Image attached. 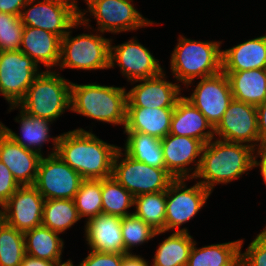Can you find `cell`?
Listing matches in <instances>:
<instances>
[{
	"label": "cell",
	"instance_id": "ba28073f",
	"mask_svg": "<svg viewBox=\"0 0 266 266\" xmlns=\"http://www.w3.org/2000/svg\"><path fill=\"white\" fill-rule=\"evenodd\" d=\"M79 11L77 0H28L19 17L24 26L41 28L62 39L80 19Z\"/></svg>",
	"mask_w": 266,
	"mask_h": 266
},
{
	"label": "cell",
	"instance_id": "74e56055",
	"mask_svg": "<svg viewBox=\"0 0 266 266\" xmlns=\"http://www.w3.org/2000/svg\"><path fill=\"white\" fill-rule=\"evenodd\" d=\"M240 266H266V233L261 231L240 253Z\"/></svg>",
	"mask_w": 266,
	"mask_h": 266
},
{
	"label": "cell",
	"instance_id": "2e32d148",
	"mask_svg": "<svg viewBox=\"0 0 266 266\" xmlns=\"http://www.w3.org/2000/svg\"><path fill=\"white\" fill-rule=\"evenodd\" d=\"M161 145L165 169L174 179H194L200 166L204 144L196 138L169 133L161 139ZM197 157L198 159H196ZM192 163H194V167L192 166L191 168L190 164ZM191 170L194 171L192 172ZM190 172L192 173L190 174Z\"/></svg>",
	"mask_w": 266,
	"mask_h": 266
},
{
	"label": "cell",
	"instance_id": "44dd1931",
	"mask_svg": "<svg viewBox=\"0 0 266 266\" xmlns=\"http://www.w3.org/2000/svg\"><path fill=\"white\" fill-rule=\"evenodd\" d=\"M169 133L196 138L204 145L215 137L212 125L184 95L174 107Z\"/></svg>",
	"mask_w": 266,
	"mask_h": 266
},
{
	"label": "cell",
	"instance_id": "ab89813d",
	"mask_svg": "<svg viewBox=\"0 0 266 266\" xmlns=\"http://www.w3.org/2000/svg\"><path fill=\"white\" fill-rule=\"evenodd\" d=\"M20 186L11 171L0 161V202L5 204Z\"/></svg>",
	"mask_w": 266,
	"mask_h": 266
},
{
	"label": "cell",
	"instance_id": "8d00e7d4",
	"mask_svg": "<svg viewBox=\"0 0 266 266\" xmlns=\"http://www.w3.org/2000/svg\"><path fill=\"white\" fill-rule=\"evenodd\" d=\"M23 27L19 16L0 12V51L20 49Z\"/></svg>",
	"mask_w": 266,
	"mask_h": 266
},
{
	"label": "cell",
	"instance_id": "5bb4252c",
	"mask_svg": "<svg viewBox=\"0 0 266 266\" xmlns=\"http://www.w3.org/2000/svg\"><path fill=\"white\" fill-rule=\"evenodd\" d=\"M134 38L117 46L112 45V39L110 40L109 68L119 66L122 75L131 83L158 76L163 72L159 60Z\"/></svg>",
	"mask_w": 266,
	"mask_h": 266
},
{
	"label": "cell",
	"instance_id": "484cf974",
	"mask_svg": "<svg viewBox=\"0 0 266 266\" xmlns=\"http://www.w3.org/2000/svg\"><path fill=\"white\" fill-rule=\"evenodd\" d=\"M230 82L233 99L254 106L266 100V70L222 71Z\"/></svg>",
	"mask_w": 266,
	"mask_h": 266
},
{
	"label": "cell",
	"instance_id": "d6a6232c",
	"mask_svg": "<svg viewBox=\"0 0 266 266\" xmlns=\"http://www.w3.org/2000/svg\"><path fill=\"white\" fill-rule=\"evenodd\" d=\"M134 207V196L114 178L102 179V213L115 216H128L129 208Z\"/></svg>",
	"mask_w": 266,
	"mask_h": 266
},
{
	"label": "cell",
	"instance_id": "7bdbcfd3",
	"mask_svg": "<svg viewBox=\"0 0 266 266\" xmlns=\"http://www.w3.org/2000/svg\"><path fill=\"white\" fill-rule=\"evenodd\" d=\"M258 156L260 158L259 161H257ZM252 166H253V168L259 166L261 175L264 179V183L266 184V146H260L256 149H254L253 165Z\"/></svg>",
	"mask_w": 266,
	"mask_h": 266
},
{
	"label": "cell",
	"instance_id": "f35d334b",
	"mask_svg": "<svg viewBox=\"0 0 266 266\" xmlns=\"http://www.w3.org/2000/svg\"><path fill=\"white\" fill-rule=\"evenodd\" d=\"M124 254L101 253L91 250L80 266H121Z\"/></svg>",
	"mask_w": 266,
	"mask_h": 266
},
{
	"label": "cell",
	"instance_id": "b9f144b4",
	"mask_svg": "<svg viewBox=\"0 0 266 266\" xmlns=\"http://www.w3.org/2000/svg\"><path fill=\"white\" fill-rule=\"evenodd\" d=\"M28 0H0V12L20 16Z\"/></svg>",
	"mask_w": 266,
	"mask_h": 266
},
{
	"label": "cell",
	"instance_id": "4fadbf2b",
	"mask_svg": "<svg viewBox=\"0 0 266 266\" xmlns=\"http://www.w3.org/2000/svg\"><path fill=\"white\" fill-rule=\"evenodd\" d=\"M214 136L254 149L260 147L256 106L233 99L214 128Z\"/></svg>",
	"mask_w": 266,
	"mask_h": 266
},
{
	"label": "cell",
	"instance_id": "3957f363",
	"mask_svg": "<svg viewBox=\"0 0 266 266\" xmlns=\"http://www.w3.org/2000/svg\"><path fill=\"white\" fill-rule=\"evenodd\" d=\"M71 112L90 119L125 126L127 91L124 87L71 82Z\"/></svg>",
	"mask_w": 266,
	"mask_h": 266
},
{
	"label": "cell",
	"instance_id": "e0dca14e",
	"mask_svg": "<svg viewBox=\"0 0 266 266\" xmlns=\"http://www.w3.org/2000/svg\"><path fill=\"white\" fill-rule=\"evenodd\" d=\"M44 202L33 185L20 186L4 204L5 222L23 233L41 226Z\"/></svg>",
	"mask_w": 266,
	"mask_h": 266
},
{
	"label": "cell",
	"instance_id": "6da1fadb",
	"mask_svg": "<svg viewBox=\"0 0 266 266\" xmlns=\"http://www.w3.org/2000/svg\"><path fill=\"white\" fill-rule=\"evenodd\" d=\"M120 147L104 142L82 128L62 133L56 154L84 179L112 177L113 160Z\"/></svg>",
	"mask_w": 266,
	"mask_h": 266
},
{
	"label": "cell",
	"instance_id": "4316f807",
	"mask_svg": "<svg viewBox=\"0 0 266 266\" xmlns=\"http://www.w3.org/2000/svg\"><path fill=\"white\" fill-rule=\"evenodd\" d=\"M244 240L211 244L202 248L194 242L187 266H240V253Z\"/></svg>",
	"mask_w": 266,
	"mask_h": 266
},
{
	"label": "cell",
	"instance_id": "ffe728a7",
	"mask_svg": "<svg viewBox=\"0 0 266 266\" xmlns=\"http://www.w3.org/2000/svg\"><path fill=\"white\" fill-rule=\"evenodd\" d=\"M122 217L100 213L86 221L85 240L90 250L125 254L121 229Z\"/></svg>",
	"mask_w": 266,
	"mask_h": 266
},
{
	"label": "cell",
	"instance_id": "f6af8a7d",
	"mask_svg": "<svg viewBox=\"0 0 266 266\" xmlns=\"http://www.w3.org/2000/svg\"><path fill=\"white\" fill-rule=\"evenodd\" d=\"M54 261L43 260L39 258H34L29 255H25L20 266H56Z\"/></svg>",
	"mask_w": 266,
	"mask_h": 266
},
{
	"label": "cell",
	"instance_id": "9a60e30c",
	"mask_svg": "<svg viewBox=\"0 0 266 266\" xmlns=\"http://www.w3.org/2000/svg\"><path fill=\"white\" fill-rule=\"evenodd\" d=\"M215 128L222 120L223 114L233 100L231 86L227 75L220 72L216 75L201 78L190 96H185Z\"/></svg>",
	"mask_w": 266,
	"mask_h": 266
},
{
	"label": "cell",
	"instance_id": "5b68a950",
	"mask_svg": "<svg viewBox=\"0 0 266 266\" xmlns=\"http://www.w3.org/2000/svg\"><path fill=\"white\" fill-rule=\"evenodd\" d=\"M71 82L59 72L46 70L35 78L18 105L10 106L9 112L20 108L28 115L45 118L51 122L65 110H71Z\"/></svg>",
	"mask_w": 266,
	"mask_h": 266
},
{
	"label": "cell",
	"instance_id": "4dcf8cb0",
	"mask_svg": "<svg viewBox=\"0 0 266 266\" xmlns=\"http://www.w3.org/2000/svg\"><path fill=\"white\" fill-rule=\"evenodd\" d=\"M80 219L73 199L45 200L42 226L62 234Z\"/></svg>",
	"mask_w": 266,
	"mask_h": 266
},
{
	"label": "cell",
	"instance_id": "ee69618b",
	"mask_svg": "<svg viewBox=\"0 0 266 266\" xmlns=\"http://www.w3.org/2000/svg\"><path fill=\"white\" fill-rule=\"evenodd\" d=\"M121 266H149L148 261L140 255L127 253L124 254Z\"/></svg>",
	"mask_w": 266,
	"mask_h": 266
},
{
	"label": "cell",
	"instance_id": "836d02e7",
	"mask_svg": "<svg viewBox=\"0 0 266 266\" xmlns=\"http://www.w3.org/2000/svg\"><path fill=\"white\" fill-rule=\"evenodd\" d=\"M73 200L81 219L102 213V179H84Z\"/></svg>",
	"mask_w": 266,
	"mask_h": 266
},
{
	"label": "cell",
	"instance_id": "60d3db41",
	"mask_svg": "<svg viewBox=\"0 0 266 266\" xmlns=\"http://www.w3.org/2000/svg\"><path fill=\"white\" fill-rule=\"evenodd\" d=\"M256 110L261 146H266V100L262 104L256 106Z\"/></svg>",
	"mask_w": 266,
	"mask_h": 266
},
{
	"label": "cell",
	"instance_id": "d6986e66",
	"mask_svg": "<svg viewBox=\"0 0 266 266\" xmlns=\"http://www.w3.org/2000/svg\"><path fill=\"white\" fill-rule=\"evenodd\" d=\"M42 155L12 140L0 128V161L21 185H34Z\"/></svg>",
	"mask_w": 266,
	"mask_h": 266
},
{
	"label": "cell",
	"instance_id": "9c48e42d",
	"mask_svg": "<svg viewBox=\"0 0 266 266\" xmlns=\"http://www.w3.org/2000/svg\"><path fill=\"white\" fill-rule=\"evenodd\" d=\"M186 178L174 179L166 190L165 232H188L181 225L193 219L205 205L211 192L198 181L186 187Z\"/></svg>",
	"mask_w": 266,
	"mask_h": 266
},
{
	"label": "cell",
	"instance_id": "30bf717a",
	"mask_svg": "<svg viewBox=\"0 0 266 266\" xmlns=\"http://www.w3.org/2000/svg\"><path fill=\"white\" fill-rule=\"evenodd\" d=\"M88 6L87 11H79L80 16L87 12L97 20L100 33H121L138 30L154 24L135 9L133 0H84Z\"/></svg>",
	"mask_w": 266,
	"mask_h": 266
},
{
	"label": "cell",
	"instance_id": "277c9868",
	"mask_svg": "<svg viewBox=\"0 0 266 266\" xmlns=\"http://www.w3.org/2000/svg\"><path fill=\"white\" fill-rule=\"evenodd\" d=\"M222 41H197L179 36L171 54L170 68L177 81L189 87L194 79L216 75L222 71Z\"/></svg>",
	"mask_w": 266,
	"mask_h": 266
},
{
	"label": "cell",
	"instance_id": "7402d4cb",
	"mask_svg": "<svg viewBox=\"0 0 266 266\" xmlns=\"http://www.w3.org/2000/svg\"><path fill=\"white\" fill-rule=\"evenodd\" d=\"M20 110V115L16 116L15 120L17 123H20V131L21 135L18 136L15 132H13L8 127L4 126L3 123L0 122V128L15 142L19 145L23 146L26 149L35 151L43 156V152L41 151L44 143L52 142L53 150L50 152V155L55 154L57 152L58 140L59 136L51 137L50 136V128L49 126L53 123L45 118L35 117L32 115H28L23 110ZM51 139V140H50Z\"/></svg>",
	"mask_w": 266,
	"mask_h": 266
},
{
	"label": "cell",
	"instance_id": "7c38bea8",
	"mask_svg": "<svg viewBox=\"0 0 266 266\" xmlns=\"http://www.w3.org/2000/svg\"><path fill=\"white\" fill-rule=\"evenodd\" d=\"M22 51H0V94L9 106L18 105L27 89L42 72Z\"/></svg>",
	"mask_w": 266,
	"mask_h": 266
},
{
	"label": "cell",
	"instance_id": "603a6c76",
	"mask_svg": "<svg viewBox=\"0 0 266 266\" xmlns=\"http://www.w3.org/2000/svg\"><path fill=\"white\" fill-rule=\"evenodd\" d=\"M61 39L41 28L23 27L20 51L28 55L39 67L43 64L50 70L59 65Z\"/></svg>",
	"mask_w": 266,
	"mask_h": 266
},
{
	"label": "cell",
	"instance_id": "f1b7e54d",
	"mask_svg": "<svg viewBox=\"0 0 266 266\" xmlns=\"http://www.w3.org/2000/svg\"><path fill=\"white\" fill-rule=\"evenodd\" d=\"M124 133L127 134L125 154L149 166L165 169L161 139L139 132Z\"/></svg>",
	"mask_w": 266,
	"mask_h": 266
},
{
	"label": "cell",
	"instance_id": "7a4b0ae2",
	"mask_svg": "<svg viewBox=\"0 0 266 266\" xmlns=\"http://www.w3.org/2000/svg\"><path fill=\"white\" fill-rule=\"evenodd\" d=\"M214 139L203 146L200 166L194 177L211 193L216 184H228L253 169L254 152V148L245 144Z\"/></svg>",
	"mask_w": 266,
	"mask_h": 266
},
{
	"label": "cell",
	"instance_id": "52a82bcc",
	"mask_svg": "<svg viewBox=\"0 0 266 266\" xmlns=\"http://www.w3.org/2000/svg\"><path fill=\"white\" fill-rule=\"evenodd\" d=\"M123 156L125 158L121 159ZM112 178L134 197L166 191L174 180L166 169H159L137 161L122 153L121 147L117 150L113 160Z\"/></svg>",
	"mask_w": 266,
	"mask_h": 266
},
{
	"label": "cell",
	"instance_id": "7dc6e473",
	"mask_svg": "<svg viewBox=\"0 0 266 266\" xmlns=\"http://www.w3.org/2000/svg\"><path fill=\"white\" fill-rule=\"evenodd\" d=\"M56 266H74V265H73L72 260L69 259L66 262L57 264ZM78 266H80V265H78Z\"/></svg>",
	"mask_w": 266,
	"mask_h": 266
},
{
	"label": "cell",
	"instance_id": "d590c367",
	"mask_svg": "<svg viewBox=\"0 0 266 266\" xmlns=\"http://www.w3.org/2000/svg\"><path fill=\"white\" fill-rule=\"evenodd\" d=\"M121 229L125 246V254L131 253V249L133 247L140 246L155 236L165 233L163 231L157 232L134 213L122 217Z\"/></svg>",
	"mask_w": 266,
	"mask_h": 266
},
{
	"label": "cell",
	"instance_id": "f546056e",
	"mask_svg": "<svg viewBox=\"0 0 266 266\" xmlns=\"http://www.w3.org/2000/svg\"><path fill=\"white\" fill-rule=\"evenodd\" d=\"M194 242L189 232L174 231L162 243H159L152 266H187Z\"/></svg>",
	"mask_w": 266,
	"mask_h": 266
},
{
	"label": "cell",
	"instance_id": "e575fe53",
	"mask_svg": "<svg viewBox=\"0 0 266 266\" xmlns=\"http://www.w3.org/2000/svg\"><path fill=\"white\" fill-rule=\"evenodd\" d=\"M25 255L23 232L5 222L0 228V266H20Z\"/></svg>",
	"mask_w": 266,
	"mask_h": 266
},
{
	"label": "cell",
	"instance_id": "ac0fdd59",
	"mask_svg": "<svg viewBox=\"0 0 266 266\" xmlns=\"http://www.w3.org/2000/svg\"><path fill=\"white\" fill-rule=\"evenodd\" d=\"M165 72L140 82L127 92L126 107L174 108L181 95L180 84L166 81Z\"/></svg>",
	"mask_w": 266,
	"mask_h": 266
},
{
	"label": "cell",
	"instance_id": "1f68e13d",
	"mask_svg": "<svg viewBox=\"0 0 266 266\" xmlns=\"http://www.w3.org/2000/svg\"><path fill=\"white\" fill-rule=\"evenodd\" d=\"M134 214L153 229L165 232L166 191L134 197Z\"/></svg>",
	"mask_w": 266,
	"mask_h": 266
},
{
	"label": "cell",
	"instance_id": "83f0119b",
	"mask_svg": "<svg viewBox=\"0 0 266 266\" xmlns=\"http://www.w3.org/2000/svg\"><path fill=\"white\" fill-rule=\"evenodd\" d=\"M26 254L43 260L62 263L64 241L59 234L47 227L39 226L23 233Z\"/></svg>",
	"mask_w": 266,
	"mask_h": 266
},
{
	"label": "cell",
	"instance_id": "d4e9b609",
	"mask_svg": "<svg viewBox=\"0 0 266 266\" xmlns=\"http://www.w3.org/2000/svg\"><path fill=\"white\" fill-rule=\"evenodd\" d=\"M222 71L266 68V35L249 39L222 50Z\"/></svg>",
	"mask_w": 266,
	"mask_h": 266
},
{
	"label": "cell",
	"instance_id": "8992f818",
	"mask_svg": "<svg viewBox=\"0 0 266 266\" xmlns=\"http://www.w3.org/2000/svg\"><path fill=\"white\" fill-rule=\"evenodd\" d=\"M90 19L80 16V19L70 28L61 39L59 68L80 70H103L109 68L110 40L102 34L82 33L76 37L71 36V29L79 25H89Z\"/></svg>",
	"mask_w": 266,
	"mask_h": 266
},
{
	"label": "cell",
	"instance_id": "8fae6325",
	"mask_svg": "<svg viewBox=\"0 0 266 266\" xmlns=\"http://www.w3.org/2000/svg\"><path fill=\"white\" fill-rule=\"evenodd\" d=\"M84 178L56 153L42 156L34 187L47 199H74Z\"/></svg>",
	"mask_w": 266,
	"mask_h": 266
},
{
	"label": "cell",
	"instance_id": "cb8c5ba5",
	"mask_svg": "<svg viewBox=\"0 0 266 266\" xmlns=\"http://www.w3.org/2000/svg\"><path fill=\"white\" fill-rule=\"evenodd\" d=\"M174 108L126 107L124 132H139L163 139L170 132Z\"/></svg>",
	"mask_w": 266,
	"mask_h": 266
},
{
	"label": "cell",
	"instance_id": "bcb514c9",
	"mask_svg": "<svg viewBox=\"0 0 266 266\" xmlns=\"http://www.w3.org/2000/svg\"><path fill=\"white\" fill-rule=\"evenodd\" d=\"M0 228L5 223L4 204L0 202Z\"/></svg>",
	"mask_w": 266,
	"mask_h": 266
}]
</instances>
